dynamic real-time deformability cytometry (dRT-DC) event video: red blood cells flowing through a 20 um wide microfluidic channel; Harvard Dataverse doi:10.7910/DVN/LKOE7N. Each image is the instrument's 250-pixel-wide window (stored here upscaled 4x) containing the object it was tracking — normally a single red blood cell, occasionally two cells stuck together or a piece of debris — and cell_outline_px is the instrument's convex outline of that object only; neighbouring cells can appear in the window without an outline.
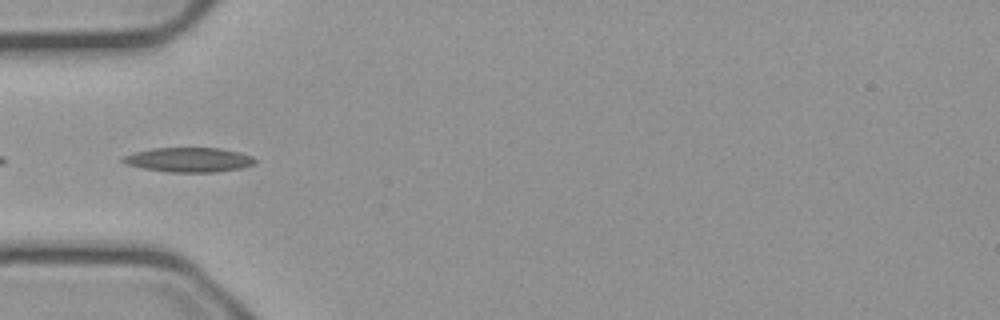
{"species": "common noctule bat (a hibernating species)", "species_latin": "Nyctalus noctula", "temperature_condition": "cold", "stored_images_in_passage": 54, "camera_frame_rate_fps": 3000, "um_per_image_px": 0.085, "animal": {"sex": "male", "body_mass_g": 23.1, "forearm_length_mm": 52.7}, "frame": {"image": 1, "passage_image": 17, "time_ms": 5.333, "image_size_px": [1000, 320], "cell_outline_px": [[256, 164], [240, 168], [216, 172], [168, 172], [144, 168], [124, 164], [120, 160], [120, 156], [152, 148], [220, 148], [240, 152], [252, 156], [256, 160]], "centroid_in_image_um": [16.03, 13.58], "position_along_channel_um": 69.0, "area_um2": 19.02}}
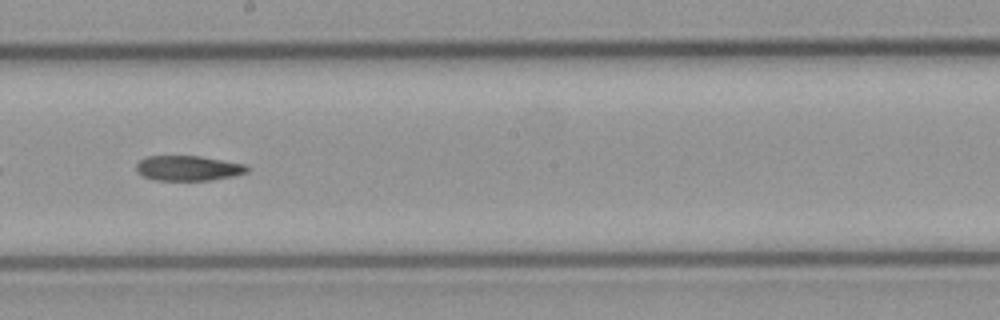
{"frame": {"image": 2, "passage_image": 30, "time_ms": 9.667, "image_size_px": [1000, 320], "cell_outline_px": [[248, 172], [236, 176], [212, 180], [152, 180], [140, 176], [136, 172], [136, 164], [140, 160], [148, 156], [200, 156], [244, 164], [248, 168]], "centroid_in_image_um": [15.96, 14.31], "position_along_channel_um": 232.2, "area_um2": 16.36}}
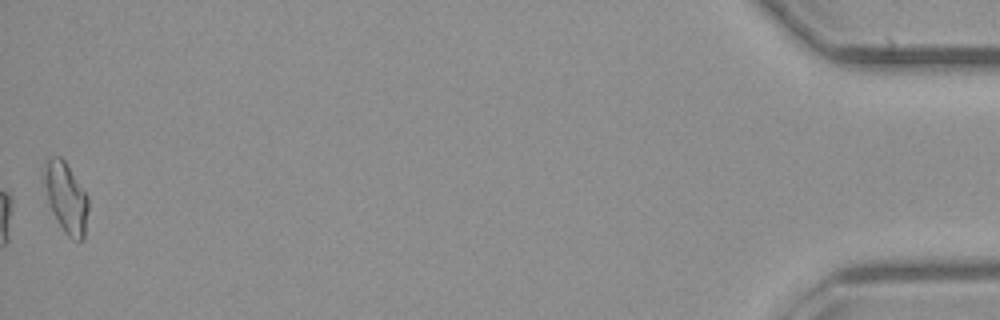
{"frame": {"image": 3, "passage_image": 54, "time_ms": 17.667, "image_size_px": [1000, 320], "cell_outline_px": [[88, 208], [84, 240], [72, 240], [64, 232], [52, 212], [48, 200], [44, 184], [44, 160], [48, 156], [60, 156], [64, 160], [88, 196]], "centroid_in_image_um": [5.61, 16.79], "position_along_channel_um": 429.6, "area_um2": 18.15}}